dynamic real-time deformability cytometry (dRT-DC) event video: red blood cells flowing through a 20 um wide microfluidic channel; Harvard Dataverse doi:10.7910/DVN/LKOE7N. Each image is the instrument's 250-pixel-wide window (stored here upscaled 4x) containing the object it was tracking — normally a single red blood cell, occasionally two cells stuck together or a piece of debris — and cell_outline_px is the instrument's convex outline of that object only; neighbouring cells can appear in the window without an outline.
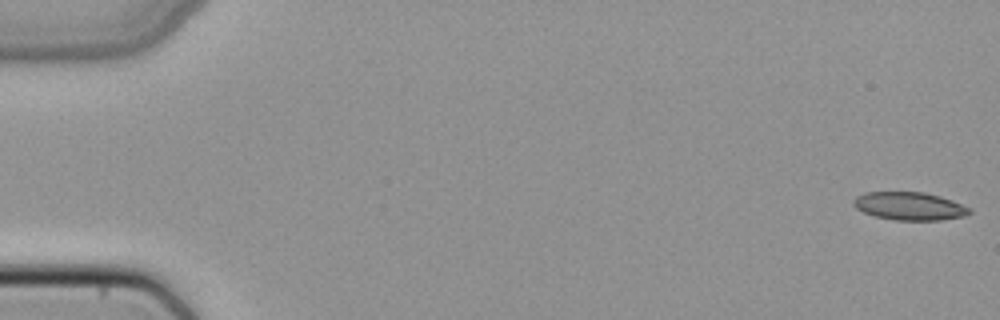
{"species": "common noctule bat (a hibernating species)", "species_latin": "Nyctalus noctula", "temperature_condition": "cold", "stored_images_in_passage": 50, "camera_frame_rate_fps": 3000, "um_per_image_px": 0.085, "animal": {"sex": "female", "body_mass_g": 22.7, "forearm_length_mm": 54.2}, "frame": {"image": 1, "passage_image": 1, "time_ms": 0.0, "image_size_px": [1000, 320], "cell_outline_px": [[972, 212], [964, 216], [940, 220], [896, 220], [876, 216], [864, 212], [856, 208], [852, 204], [852, 200], [856, 196], [864, 192], [924, 192], [940, 196], [952, 200], [972, 208]], "centroid_in_image_um": [77.31, 17.51], "position_along_channel_um": 7.7, "area_um2": 19.02}}
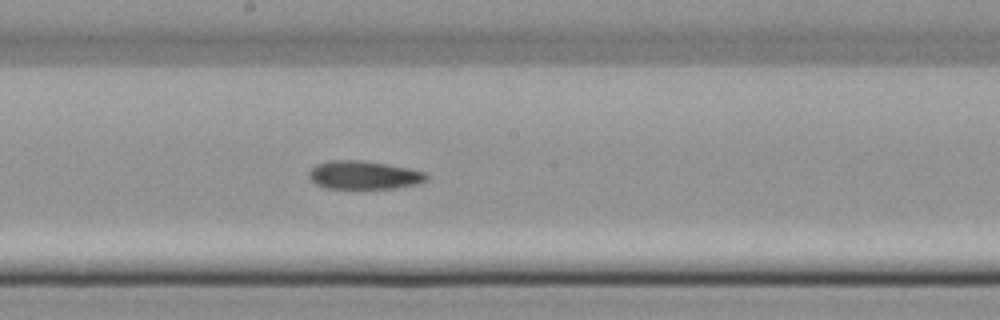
{"frame": {"image": 2, "passage_image": 28, "time_ms": 9.0, "image_size_px": [1000, 320], "cell_outline_px": [[428, 180], [420, 184], [396, 188], [328, 188], [316, 184], [308, 176], [308, 172], [316, 164], [328, 160], [360, 160], [388, 164], [428, 172]], "centroid_in_image_um": [30.98, 14.87], "position_along_channel_um": 217.2, "area_um2": 19.59}}
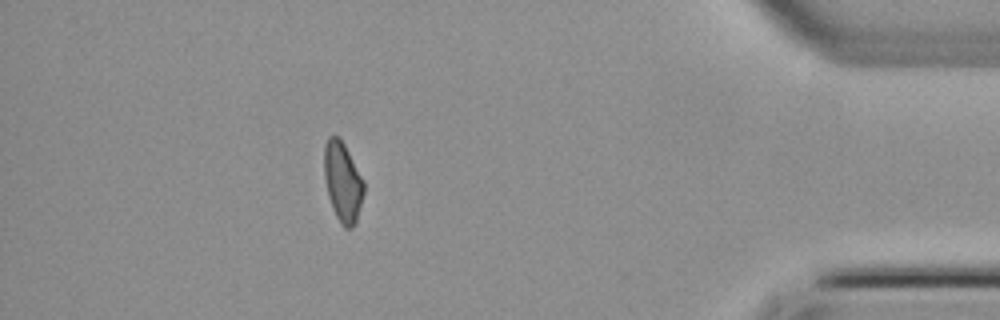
{"frame": {"image": 3, "passage_image": 45, "time_ms": 14.667, "image_size_px": [1000, 320], "cell_outline_px": [[364, 192], [356, 224], [352, 228], [344, 228], [340, 224], [332, 208], [328, 196], [324, 176], [324, 144], [328, 136], [336, 136], [344, 144], [364, 180]], "centroid_in_image_um": [29.13, 15.49], "position_along_channel_um": 406.1, "area_um2": 18.55}}